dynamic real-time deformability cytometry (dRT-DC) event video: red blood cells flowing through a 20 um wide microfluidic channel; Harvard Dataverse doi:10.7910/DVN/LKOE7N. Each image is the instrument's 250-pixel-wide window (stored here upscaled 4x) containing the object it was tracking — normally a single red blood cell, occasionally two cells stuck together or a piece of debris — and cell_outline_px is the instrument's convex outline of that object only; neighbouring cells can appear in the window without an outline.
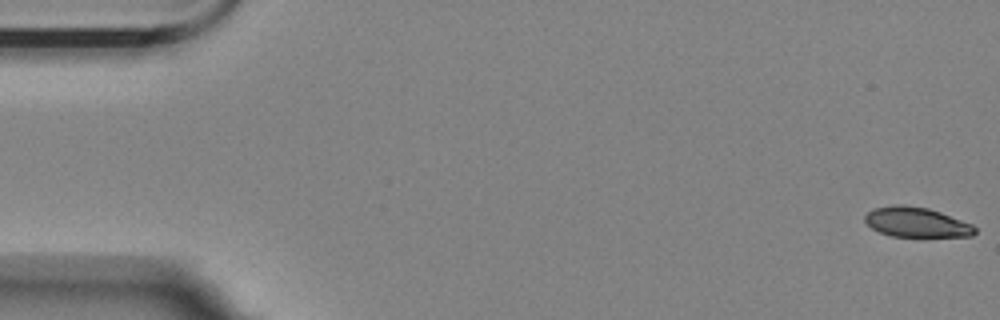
{"species": "Egyptian fruit bat (a non-hibernating species)", "species_latin": "Rousettus aegyptiacus", "temperature_condition": "room temperature", "stored_images_in_passage": 19, "segment_of_instrument_passage": [1, 2], "camera_frame_rate_fps": 3000, "um_per_image_px": 0.085, "animal": {"sex": "female"}, "frame": {"image": 1, "passage_image": 1, "time_ms": 0.0, "image_size_px": [1000, 320], "cell_outline_px": [[976, 232], [972, 236], [892, 236], [880, 232], [872, 228], [864, 220], [864, 216], [872, 208], [892, 204], [904, 204], [928, 208], [940, 212], [972, 224], [976, 228]], "centroid_in_image_um": [77.87, 18.87], "position_along_channel_um": 7.1, "area_um2": 19.13}}
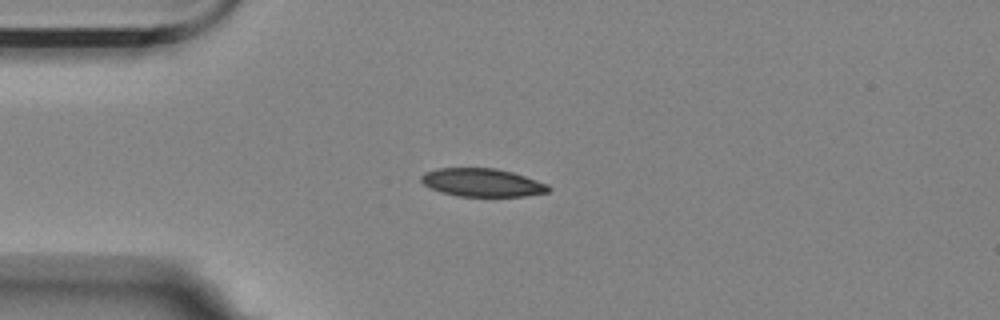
{"frame": {"image": 2, "passage_image": 14, "time_ms": 4.333, "image_size_px": [1000, 320], "cell_outline_px": [[552, 188], [548, 192], [524, 196], [460, 196], [440, 192], [424, 184], [420, 180], [420, 176], [424, 172], [440, 168], [496, 168], [512, 172], [548, 184]], "centroid_in_image_um": [40.99, 15.51], "position_along_channel_um": 44.0, "area_um2": 20.81}}